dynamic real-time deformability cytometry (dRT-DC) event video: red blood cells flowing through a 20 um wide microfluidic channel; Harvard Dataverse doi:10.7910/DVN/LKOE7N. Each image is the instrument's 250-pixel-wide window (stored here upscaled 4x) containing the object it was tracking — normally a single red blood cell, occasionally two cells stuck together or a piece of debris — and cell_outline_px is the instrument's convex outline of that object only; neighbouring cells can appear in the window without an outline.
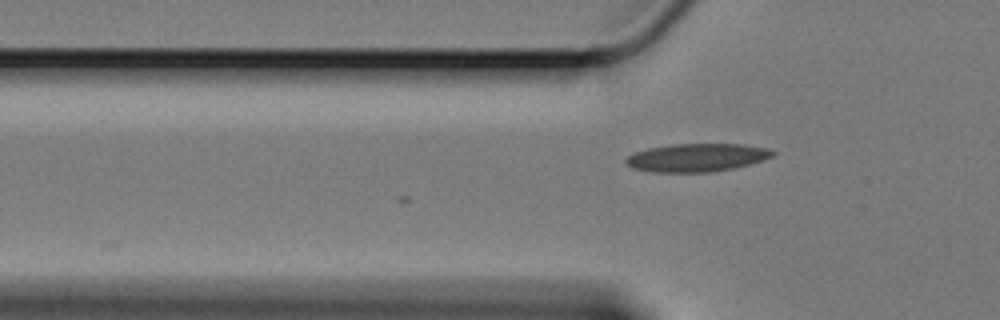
{"species": "Egyptian fruit bat (a non-hibernating species)", "species_latin": "Rousettus aegyptiacus", "temperature_condition": "cold", "stored_images_in_passage": 3, "camera_frame_rate_fps": 3000, "um_per_image_px": 0.085, "animal": {"sex": "female"}, "frame": {"image": 1, "passage_image": 3, "time_ms": 0.667, "image_size_px": [1000, 320], "cell_outline_px": [[776, 152], [772, 156], [764, 160], [736, 168], [712, 172], [652, 172], [632, 168], [624, 160], [628, 156], [636, 152], [648, 148], [672, 144], [744, 144], [768, 148]], "centroid_in_image_um": [59.26, 13.39], "position_along_channel_um": 66.5, "area_um2": 24.16}}